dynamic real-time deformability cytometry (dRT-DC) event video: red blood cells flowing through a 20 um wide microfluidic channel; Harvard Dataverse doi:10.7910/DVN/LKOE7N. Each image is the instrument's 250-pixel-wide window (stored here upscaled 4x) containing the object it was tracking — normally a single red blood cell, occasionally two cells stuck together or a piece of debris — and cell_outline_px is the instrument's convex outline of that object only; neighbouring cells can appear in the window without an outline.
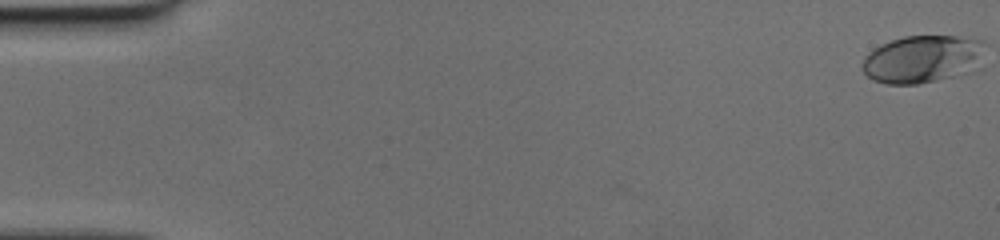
{"species": "human", "species_latin": "Homo sapiens", "temperature_condition": "cold", "stored_images_in_passage": 50, "camera_frame_rate_fps": 3000, "um_per_image_px": 0.085, "donor": {"sex": "female"}, "frame": {"image": 1, "passage_image": 1, "time_ms": 0.0, "image_size_px": [1000, 240], "cell_outline_px": [[984, 40], [972, 56], [952, 76], [936, 80], [916, 84], [888, 84], [872, 80], [864, 72], [864, 60], [880, 44], [904, 36], [972, 36]], "centroid_in_image_um": [78.17, 4.98], "position_along_channel_um": 6.8, "area_um2": 31.5}}
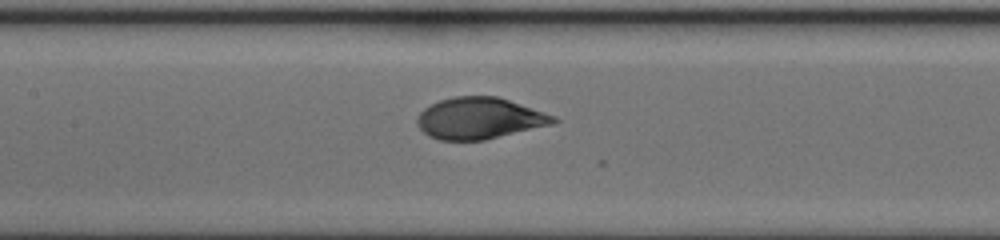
{"frame": {"image": 2, "passage_image": 25, "time_ms": 8.0, "image_size_px": [1000, 240], "cell_outline_px": [[560, 120], [552, 124], [484, 140], [440, 140], [428, 136], [416, 124], [416, 120], [420, 112], [424, 108], [440, 100], [452, 96], [496, 96], [556, 116]], "centroid_in_image_um": [40.73, 10.05], "position_along_channel_um": 166.7, "area_um2": 32.71}}
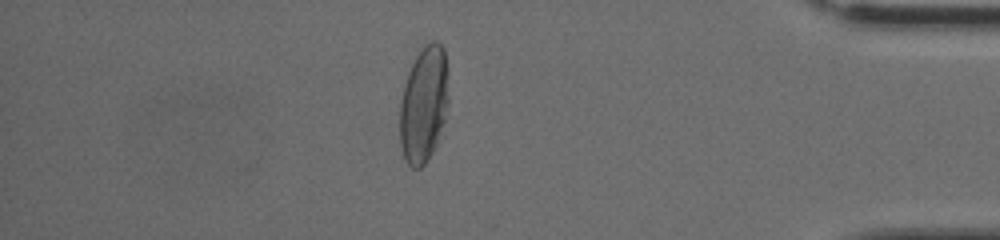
{"frame": {"image": 3, "passage_image": 44, "time_ms": 14.333, "image_size_px": [1000, 240], "cell_outline_px": [[448, 104], [444, 120], [436, 144], [432, 152], [424, 164], [420, 168], [412, 168], [404, 160], [400, 148], [400, 100], [404, 84], [408, 72], [416, 56], [432, 40], [436, 40], [444, 48], [448, 72]], "centroid_in_image_um": [36.02, 8.89], "position_along_channel_um": 399.2, "area_um2": 33.12}}